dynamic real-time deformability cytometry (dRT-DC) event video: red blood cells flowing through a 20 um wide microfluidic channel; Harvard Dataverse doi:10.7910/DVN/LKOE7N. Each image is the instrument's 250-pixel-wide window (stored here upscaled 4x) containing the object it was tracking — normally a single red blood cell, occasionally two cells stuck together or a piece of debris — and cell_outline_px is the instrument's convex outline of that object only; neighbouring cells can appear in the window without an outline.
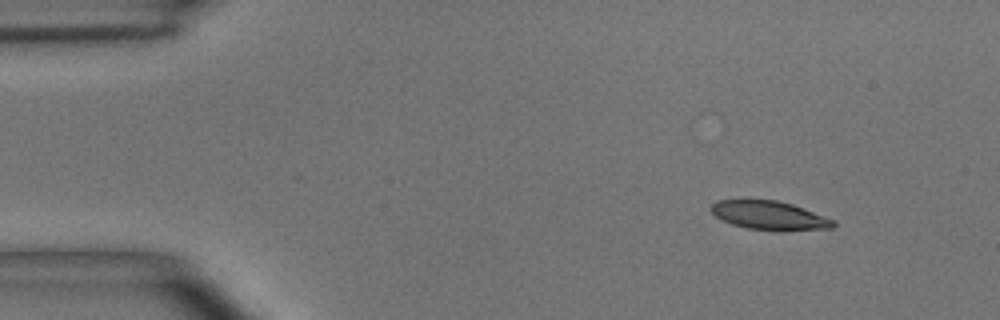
{"species": "common noctule bat (a hibernating species)", "species_latin": "Nyctalus noctula", "temperature_condition": "room temperature", "stored_images_in_passage": 4, "camera_frame_rate_fps": 3000, "um_per_image_px": 0.085, "animal": {"sex": "male", "body_mass_g": 15.6}, "frame": {"image": 1, "passage_image": 1, "time_ms": 0.0, "image_size_px": [1000, 320], "cell_outline_px": [[836, 224], [832, 228], [780, 232], [748, 228], [732, 224], [716, 216], [712, 212], [712, 204], [716, 200], [776, 200], [792, 204], [804, 208], [836, 220]], "centroid_in_image_um": [65.48, 18.33], "position_along_channel_um": 19.5, "area_um2": 20.63}}
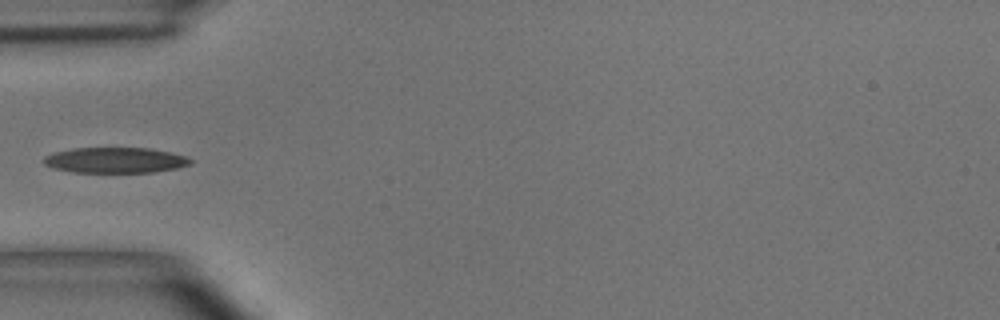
{"frame": {"image": 2, "passage_image": 4, "time_ms": 3.667, "image_size_px": [1000, 320], "cell_outline_px": [[192, 164], [176, 168], [156, 172], [72, 172], [52, 168], [44, 164], [44, 156], [52, 152], [72, 148], [148, 148], [168, 152], [184, 156], [192, 160]], "centroid_in_image_um": [9.75, 13.62], "position_along_channel_um": 75.3, "area_um2": 21.85}}